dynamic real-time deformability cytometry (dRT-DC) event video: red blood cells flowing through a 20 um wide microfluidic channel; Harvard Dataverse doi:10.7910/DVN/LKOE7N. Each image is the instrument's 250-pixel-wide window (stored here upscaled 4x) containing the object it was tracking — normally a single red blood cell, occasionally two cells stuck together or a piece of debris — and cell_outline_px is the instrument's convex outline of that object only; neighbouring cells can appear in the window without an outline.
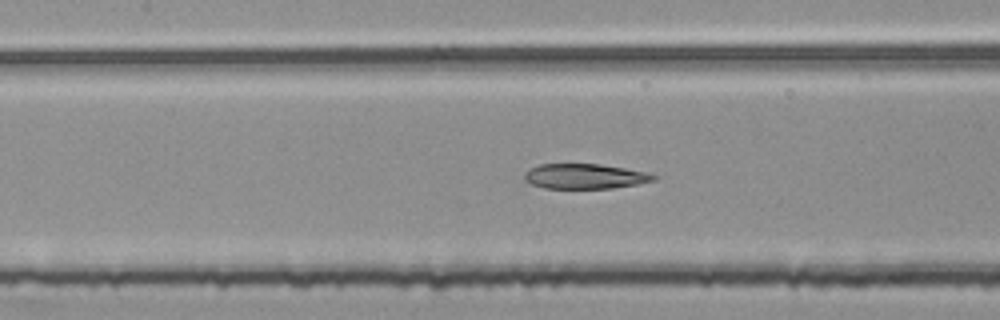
{"species": "common noctule bat (a hibernating species)", "species_latin": "Nyctalus noctula", "temperature_condition": "room temperature", "stored_images_in_passage": 54, "segment_of_instrument_passage": [2, 2], "camera_frame_rate_fps": 3000, "um_per_image_px": 0.085, "animal": {"sex": "female", "body_mass_g": 25.1}, "frame": {"image": 1, "passage_image": 25, "time_ms": 8.0, "image_size_px": [1000, 320], "cell_outline_px": [[660, 176], [656, 180], [640, 184], [612, 188], [544, 188], [532, 184], [524, 180], [524, 172], [528, 168], [540, 164], [600, 164], [652, 172]], "centroid_in_image_um": [49.78, 14.98], "position_along_channel_um": 157.6, "area_um2": 19.25}}
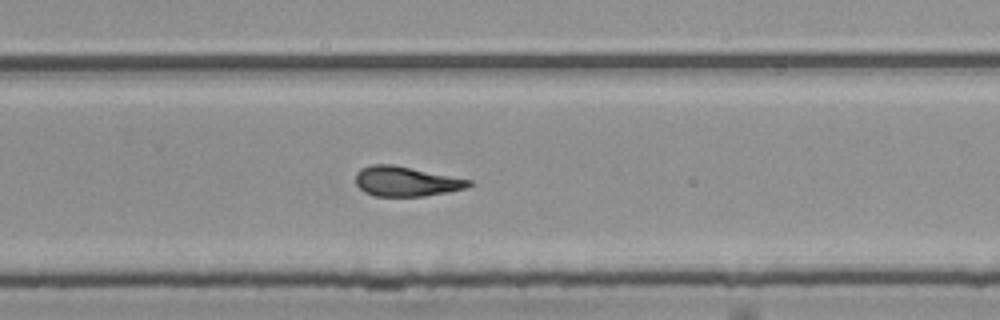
{"frame": {"image": 2, "passage_image": 36, "time_ms": 11.667, "image_size_px": [1000, 320], "cell_outline_px": [[472, 184], [464, 188], [448, 192], [424, 196], [376, 196], [364, 192], [356, 184], [356, 172], [360, 168], [372, 164], [392, 164], [472, 180]], "centroid_in_image_um": [34.48, 15.41], "position_along_channel_um": 295.3, "area_um2": 19.59}}
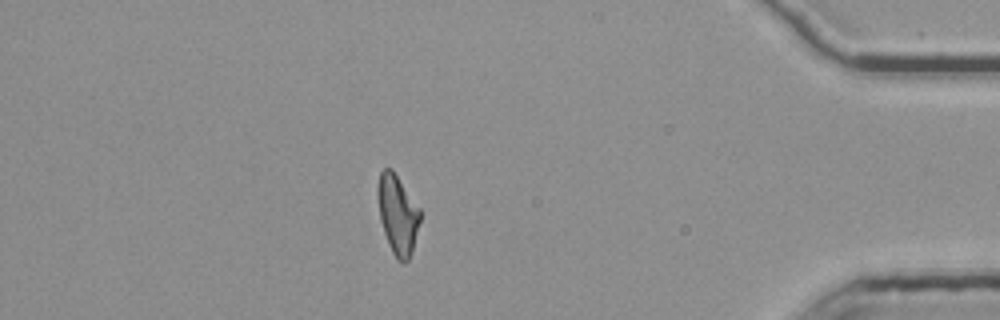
{"frame": {"image": 3, "passage_image": 48, "time_ms": 15.667, "image_size_px": [1000, 320], "cell_outline_px": [[420, 220], [412, 248], [408, 260], [404, 264], [396, 260], [388, 244], [380, 220], [376, 192], [376, 188], [380, 172], [384, 168], [392, 168], [420, 208]], "centroid_in_image_um": [33.77, 18.21], "position_along_channel_um": 401.4, "area_um2": 19.65}}